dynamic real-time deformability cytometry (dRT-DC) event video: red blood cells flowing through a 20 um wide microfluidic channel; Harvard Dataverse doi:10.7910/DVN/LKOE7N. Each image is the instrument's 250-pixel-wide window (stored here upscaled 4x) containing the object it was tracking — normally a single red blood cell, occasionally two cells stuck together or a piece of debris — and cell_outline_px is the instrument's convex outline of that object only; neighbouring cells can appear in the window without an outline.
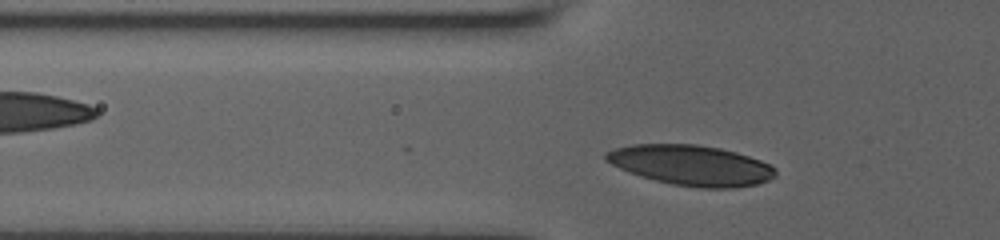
{"species": "human", "species_latin": "Homo sapiens", "temperature_condition": "room temperature", "stored_images_in_passage": 28, "camera_frame_rate_fps": 3000, "um_per_image_px": 0.085, "donor": {"sex": "male"}, "frame": {"image": 1, "passage_image": 2, "time_ms": 0.333, "image_size_px": [1000, 240], "cell_outline_px": [[776, 176], [768, 180], [756, 184], [736, 188], [700, 188], [672, 184], [640, 176], [628, 172], [604, 160], [604, 152], [612, 148], [632, 144], [696, 144], [720, 148], [736, 152], [772, 164], [776, 168]], "centroid_in_image_um": [58.74, 14.04], "position_along_channel_um": 67.1, "area_um2": 40.06}}
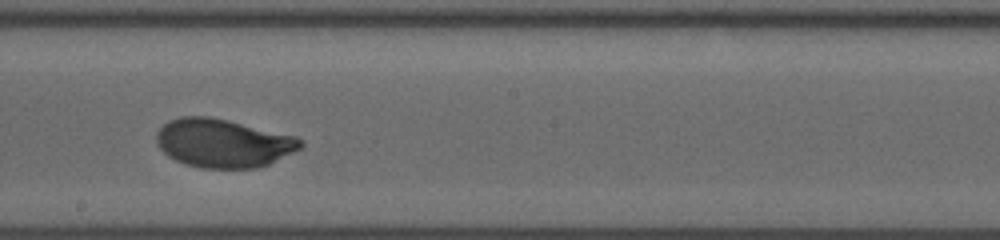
{"frame": {"image": 2, "passage_image": 15, "time_ms": 4.667, "image_size_px": [1000, 240], "cell_outline_px": [[304, 144], [300, 148], [268, 164], [256, 168], [200, 168], [184, 164], [168, 156], [156, 144], [156, 132], [168, 120], [184, 116], [208, 116], [296, 136], [304, 140]], "centroid_in_image_um": [18.94, 12.17], "position_along_channel_um": 229.3, "area_um2": 40.58}}
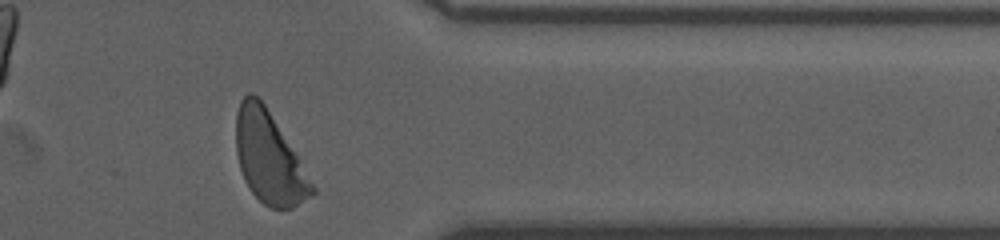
{"frame": {"image": 3, "passage_image": 28, "time_ms": 9.0, "image_size_px": [1000, 240], "cell_outline_px": [[316, 192], [292, 208], [272, 208], [264, 204], [248, 188], [244, 180], [240, 168], [236, 152], [236, 112], [240, 100], [248, 92], [252, 92], [264, 104], [300, 160], [316, 188]], "centroid_in_image_um": [22.85, 13.41], "position_along_channel_um": 388.6, "area_um2": 40.06}, "authors_computed_cell_mechanics": {"area_um2": 40.4022, "velocity_mm_per_s": 3.8631, "shape_relaxation_time_tau1_ms": 3.2559, "shape_relaxation_time_tau2_ms": null, "deformation_change_tau1": 0.1715, "deformation_change_tau2": null}}